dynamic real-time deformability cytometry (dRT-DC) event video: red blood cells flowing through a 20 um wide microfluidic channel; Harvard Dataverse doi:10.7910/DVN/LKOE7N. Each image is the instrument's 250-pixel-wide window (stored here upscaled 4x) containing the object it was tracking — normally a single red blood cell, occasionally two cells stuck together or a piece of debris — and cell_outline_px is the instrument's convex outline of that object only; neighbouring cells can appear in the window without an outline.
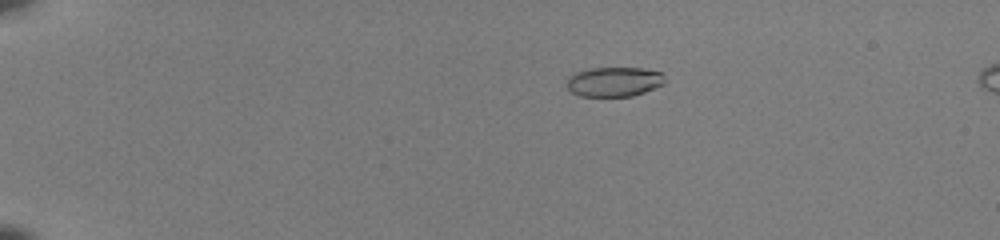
{"species": "common noctule bat (a hibernating species)", "species_latin": "Nyctalus noctula", "temperature_condition": "room temperature", "stored_images_in_passage": 53, "camera_frame_rate_fps": 3000, "um_per_image_px": 0.085, "animal": {"sex": "female", "body_mass_g": 22.0, "forearm_length_mm": 56.7}, "frame": {"image": 1, "passage_image": 13, "time_ms": 4.0, "image_size_px": [1000, 240], "cell_outline_px": [[664, 84], [644, 92], [632, 96], [580, 96], [572, 92], [568, 88], [568, 76], [576, 72], [588, 68], [644, 68], [664, 72]], "centroid_in_image_um": [52.22, 6.93], "position_along_channel_um": 32.8, "area_um2": 16.99}}
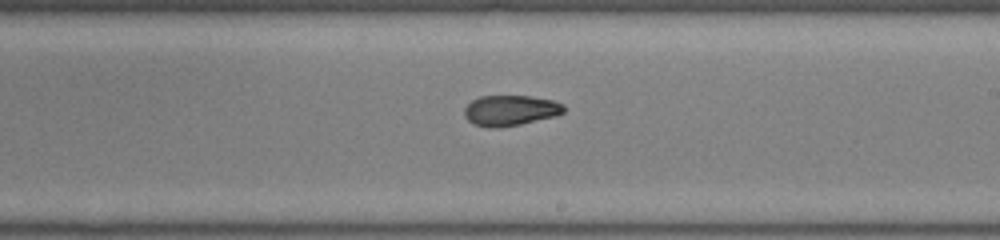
{"frame": {"image": 2, "passage_image": 35, "time_ms": 11.333, "image_size_px": [1000, 240], "cell_outline_px": [[564, 112], [556, 116], [520, 124], [496, 128], [492, 128], [472, 124], [464, 116], [464, 108], [472, 100], [480, 96], [528, 96], [552, 100], [564, 104]], "centroid_in_image_um": [43.36, 9.39], "position_along_channel_um": 245.6, "area_um2": 17.69}}
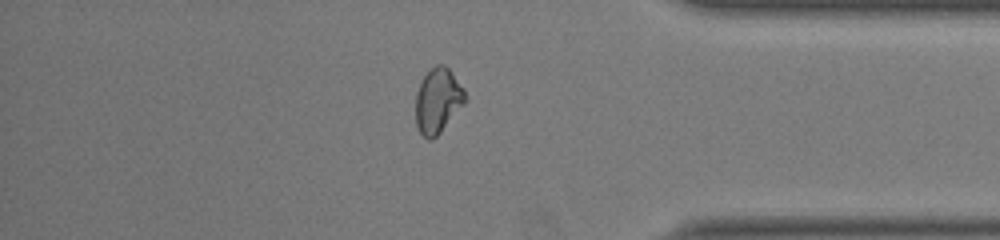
{"frame": {"image": 3, "passage_image": 47, "time_ms": 15.333, "image_size_px": [1000, 240], "cell_outline_px": [[464, 104], [440, 132], [432, 140], [428, 140], [420, 132], [416, 124], [416, 92], [420, 80], [436, 64], [444, 64], [452, 72], [464, 88]], "centroid_in_image_um": [37.2, 8.54], "position_along_channel_um": 398.0, "area_um2": 18.55}, "authors_computed_cell_mechanics": {"area_um2": 18.0336, "velocity_mm_per_s": 4.1099, "shape_relaxation_time_tau1_ms": 9.0824, "shape_relaxation_time_tau2_ms": 1.7738, "deformation_change_tau1": 0.2792, "deformation_change_tau2": 0.0743}}